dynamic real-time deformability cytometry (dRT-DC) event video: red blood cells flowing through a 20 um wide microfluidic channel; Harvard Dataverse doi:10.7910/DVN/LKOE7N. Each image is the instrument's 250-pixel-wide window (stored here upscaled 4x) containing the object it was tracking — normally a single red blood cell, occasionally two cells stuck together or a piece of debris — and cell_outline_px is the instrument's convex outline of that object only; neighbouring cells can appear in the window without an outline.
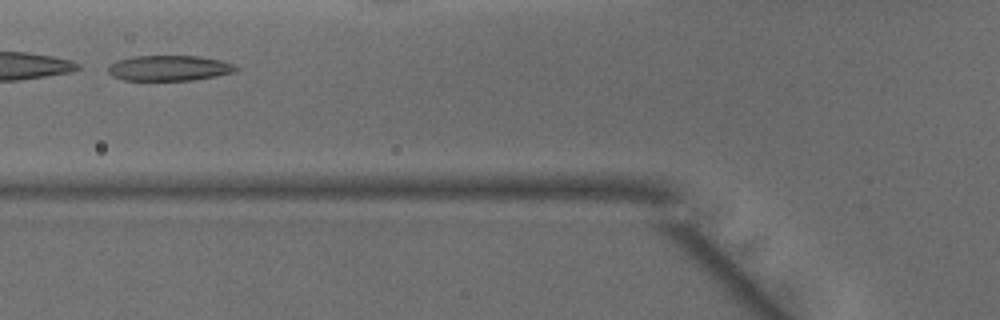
{"species": "common noctule bat (a hibernating species)", "species_latin": "Nyctalus noctula", "temperature_condition": "warm", "stored_images_in_passage": 29, "camera_frame_rate_fps": 3000, "um_per_image_px": 0.085, "animal": {"sex": "male", "body_mass_g": 15.6}, "frame": {"image": 1, "passage_image": 9, "time_ms": 2.667, "image_size_px": [1000, 320], "cell_outline_px": [[236, 72], [216, 76], [192, 80], [124, 80], [112, 76], [108, 72], [108, 68], [116, 60], [132, 56], [200, 56], [220, 60], [232, 64], [236, 68]], "centroid_in_image_um": [14.36, 5.78], "position_along_channel_um": 111.4, "area_um2": 18.84}, "authors_computed_cell_mechanics": {"area_um2": 19.074, "velocity_mm_per_s": 4.145, "shape_relaxation_time_tau1_ms": 8.9732, "shape_relaxation_time_tau2_ms": 1.3579, "deformation_change_tau1": 0.2479, "deformation_change_tau2": 0.0875}}